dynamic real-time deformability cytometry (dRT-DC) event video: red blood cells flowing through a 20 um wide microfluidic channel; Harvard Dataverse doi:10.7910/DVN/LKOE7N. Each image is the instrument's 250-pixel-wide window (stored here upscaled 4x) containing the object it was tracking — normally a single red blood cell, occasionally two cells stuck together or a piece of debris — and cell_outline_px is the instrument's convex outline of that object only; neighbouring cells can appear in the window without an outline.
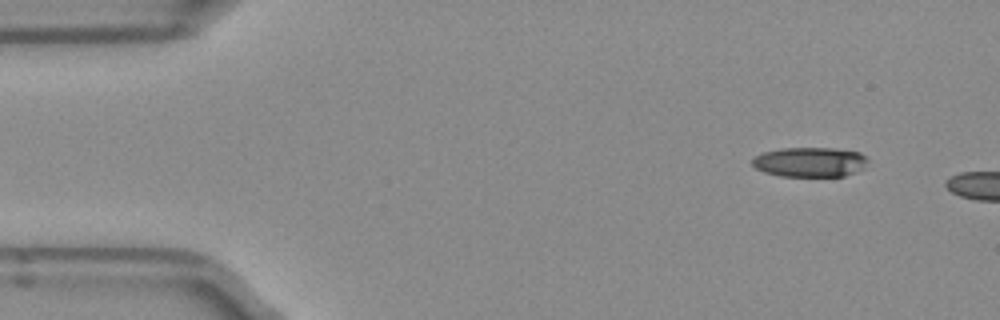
{"species": "Egyptian fruit bat (a non-hibernating species)", "species_latin": "Rousettus aegyptiacus", "temperature_condition": "room temperature", "stored_images_in_passage": 4, "camera_frame_rate_fps": 3000, "um_per_image_px": 0.085, "frame": {"image": 1, "passage_image": 1, "time_ms": 0.0, "image_size_px": [1000, 320], "cell_outline_px": [[868, 160], [864, 168], [856, 172], [844, 176], [780, 176], [764, 172], [756, 168], [752, 164], [752, 160], [756, 156], [764, 152], [780, 148], [832, 148], [860, 152]], "centroid_in_image_um": [68.85, 13.77], "position_along_channel_um": 16.1, "area_um2": 20.0}}